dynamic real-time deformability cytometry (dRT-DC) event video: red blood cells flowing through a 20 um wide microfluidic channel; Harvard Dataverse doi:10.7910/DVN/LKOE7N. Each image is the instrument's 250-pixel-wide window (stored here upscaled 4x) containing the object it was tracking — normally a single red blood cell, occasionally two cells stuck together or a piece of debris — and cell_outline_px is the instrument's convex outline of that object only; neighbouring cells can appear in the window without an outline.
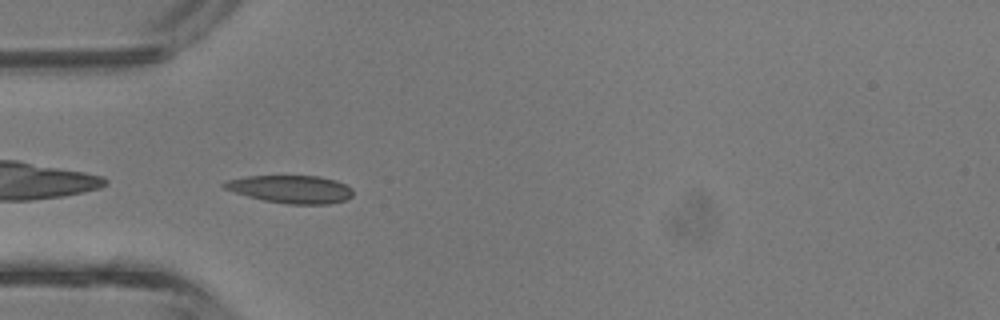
{"species": "common noctule bat (a hibernating species)", "species_latin": "Nyctalus noctula", "temperature_condition": "room temperature", "stored_images_in_passage": 4, "camera_frame_rate_fps": 3000, "um_per_image_px": 0.085, "animal": {"sex": "male", "body_mass_g": 13.3}, "frame": {"image": 1, "passage_image": 4, "time_ms": 1.0, "image_size_px": [1000, 320], "cell_outline_px": [[352, 196], [344, 200], [328, 204], [288, 204], [264, 200], [248, 196], [224, 188], [220, 184], [228, 180], [248, 176], [320, 176], [336, 180], [352, 188]], "centroid_in_image_um": [24.74, 16.08], "position_along_channel_um": 60.3, "area_um2": 20.69}}